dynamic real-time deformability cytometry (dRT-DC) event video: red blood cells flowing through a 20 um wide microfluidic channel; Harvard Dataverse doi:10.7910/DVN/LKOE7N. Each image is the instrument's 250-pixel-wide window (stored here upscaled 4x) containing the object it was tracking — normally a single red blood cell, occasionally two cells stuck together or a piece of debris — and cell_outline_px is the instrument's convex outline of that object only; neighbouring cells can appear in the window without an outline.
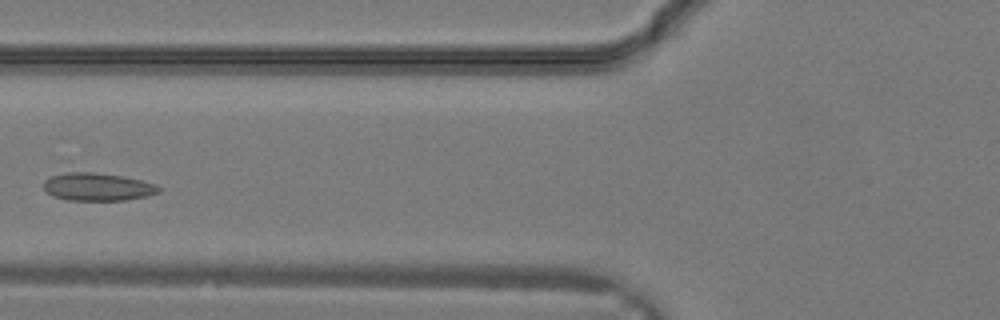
{"species": "common noctule bat (a hibernating species)", "species_latin": "Nyctalus noctula", "temperature_condition": "warm", "stored_images_in_passage": 28, "camera_frame_rate_fps": 3000, "um_per_image_px": 0.085, "animal": {"sex": "male", "body_mass_g": 19.2, "forearm_length_mm": 51.8}, "frame": {"image": 1, "passage_image": 9, "time_ms": 2.667, "image_size_px": [1000, 320], "cell_outline_px": [[160, 192], [148, 196], [128, 200], [68, 200], [52, 196], [44, 188], [44, 180], [52, 176], [68, 172], [92, 172], [124, 176], [156, 184], [160, 188]], "centroid_in_image_um": [8.32, 15.89], "position_along_channel_um": 117.5, "area_um2": 18.67}}
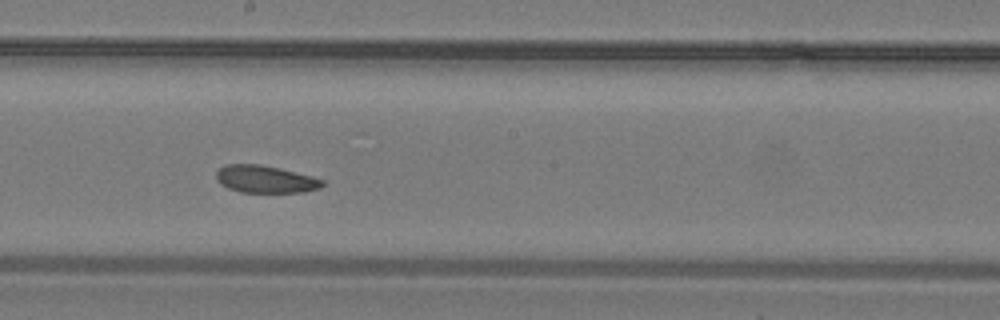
{"frame": {"image": 2, "passage_image": 14, "time_ms": 4.333, "image_size_px": [1000, 320], "cell_outline_px": [[324, 184], [320, 188], [304, 192], [240, 192], [228, 188], [220, 184], [216, 180], [216, 172], [224, 164], [260, 164], [280, 168], [312, 176], [324, 180]], "centroid_in_image_um": [22.54, 15.23], "position_along_channel_um": 225.7, "area_um2": 17.05}}
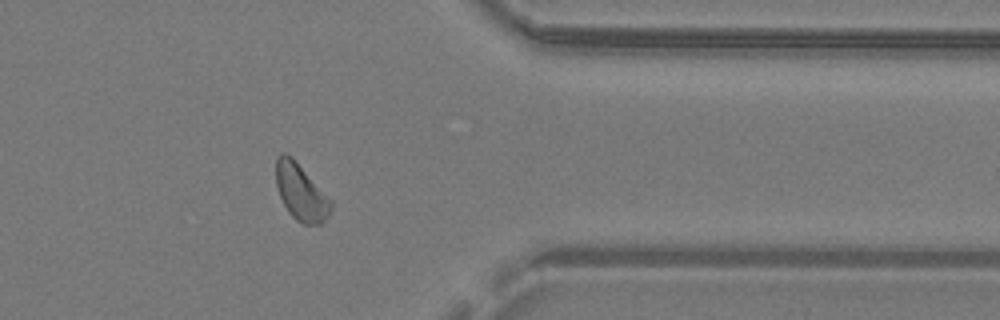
{"frame": {"image": 3, "passage_image": 22, "time_ms": 7.0, "image_size_px": [1000, 320], "cell_outline_px": [[332, 204], [328, 216], [320, 224], [304, 224], [296, 220], [288, 212], [280, 196], [276, 184], [276, 156], [280, 152], [288, 152], [296, 160], [332, 200]], "centroid_in_image_um": [25.56, 16.29], "position_along_channel_um": 385.8, "area_um2": 18.21}}